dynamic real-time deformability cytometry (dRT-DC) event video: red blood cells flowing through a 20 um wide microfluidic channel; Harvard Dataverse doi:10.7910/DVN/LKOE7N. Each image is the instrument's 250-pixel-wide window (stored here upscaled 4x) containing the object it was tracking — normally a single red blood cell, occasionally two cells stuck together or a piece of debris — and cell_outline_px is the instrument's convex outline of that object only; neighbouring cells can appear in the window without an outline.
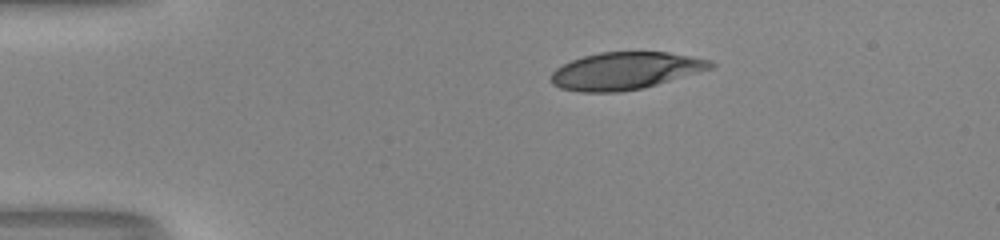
{"species": "human", "species_latin": "Homo sapiens", "temperature_condition": "room temperature", "stored_images_in_passage": 42, "camera_frame_rate_fps": 3000, "um_per_image_px": 0.085, "donor": {"sex": "male"}, "frame": {"image": 1, "passage_image": 1, "time_ms": 0.0, "image_size_px": [1000, 240], "cell_outline_px": [[716, 64], [712, 68], [644, 88], [620, 92], [580, 92], [560, 88], [552, 84], [552, 72], [556, 68], [572, 60], [584, 56], [600, 52], [668, 52], [692, 56], [712, 60]], "centroid_in_image_um": [53.17, 6.02], "position_along_channel_um": 31.8, "area_um2": 34.62}}
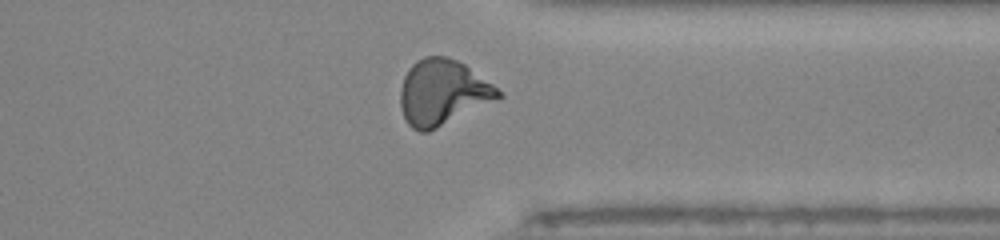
{"frame": {"image": 2, "passage_image": 31, "time_ms": 10.0, "image_size_px": [1000, 240], "cell_outline_px": [[504, 96], [500, 100], [428, 132], [420, 132], [412, 128], [408, 124], [400, 108], [400, 88], [404, 76], [408, 68], [416, 60], [424, 56], [448, 56], [464, 64], [492, 84]], "centroid_in_image_um": [37.62, 7.87], "position_along_channel_um": 373.8, "area_um2": 37.74}}
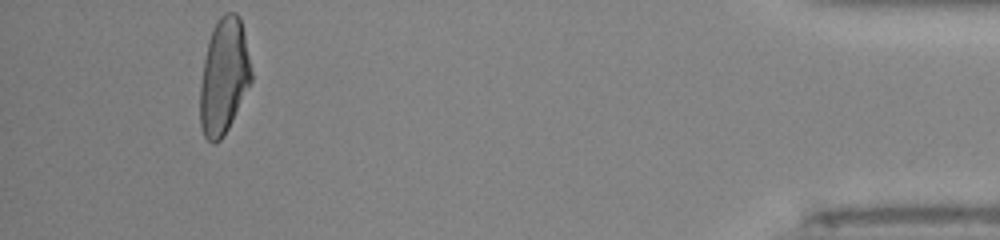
{"frame": {"image": 3, "passage_image": 39, "time_ms": 12.667, "image_size_px": [1000, 240], "cell_outline_px": [[252, 80], [224, 136], [216, 144], [212, 144], [204, 136], [200, 128], [200, 84], [204, 60], [208, 40], [212, 28], [216, 20], [224, 12], [236, 12], [240, 16], [244, 32], [252, 72]], "centroid_in_image_um": [19.02, 6.47], "position_along_channel_um": 416.2, "area_um2": 34.74}, "authors_computed_cell_mechanics": {"area_um2": 35.1135, "velocity_mm_per_s": 4.0461, "shape_relaxation_time_tau1_ms": 7.8289, "shape_relaxation_time_tau2_ms": 1.0268, "deformation_change_tau1": 0.2794, "deformation_change_tau2": 0.0714}}